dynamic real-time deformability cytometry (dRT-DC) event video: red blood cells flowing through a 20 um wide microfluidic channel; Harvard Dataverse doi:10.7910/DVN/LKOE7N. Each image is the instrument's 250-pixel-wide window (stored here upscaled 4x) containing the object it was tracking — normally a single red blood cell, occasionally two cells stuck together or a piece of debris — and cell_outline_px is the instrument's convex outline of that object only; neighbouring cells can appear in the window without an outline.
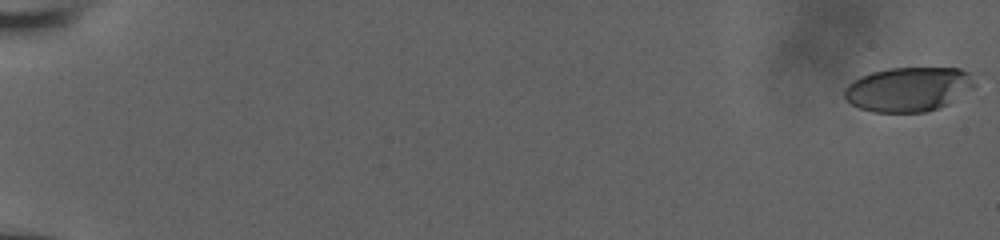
{"species": "human", "species_latin": "Homo sapiens", "temperature_condition": "room temperature", "stored_images_in_passage": 54, "camera_frame_rate_fps": 3000, "um_per_image_px": 0.085, "donor": {"sex": "male"}, "frame": {"image": 1, "passage_image": 1, "time_ms": 0.0, "image_size_px": [1000, 240], "cell_outline_px": [[972, 84], [948, 104], [924, 112], [872, 112], [860, 108], [852, 104], [844, 96], [844, 88], [848, 84], [860, 76], [872, 72], [888, 68], [960, 68], [968, 72]], "centroid_in_image_um": [77.1, 7.58], "position_along_channel_um": 7.9, "area_um2": 32.95}}
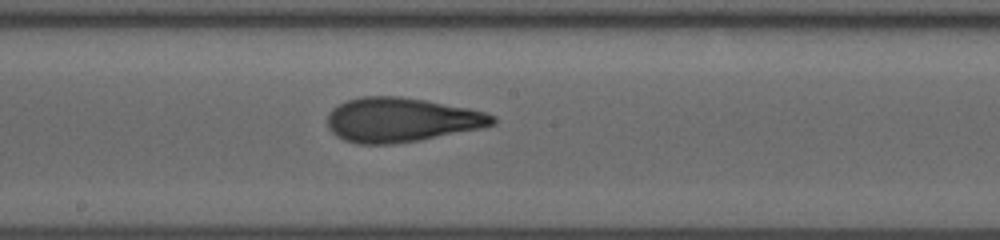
{"frame": {"image": 2, "passage_image": 32, "time_ms": 10.333, "image_size_px": [1000, 240], "cell_outline_px": [[496, 124], [484, 128], [420, 140], [392, 144], [356, 144], [344, 140], [336, 136], [328, 128], [328, 116], [332, 108], [348, 100], [364, 96], [400, 96], [424, 100], [468, 108], [484, 112], [496, 116]], "centroid_in_image_um": [34.13, 10.2], "position_along_channel_um": 214.1, "area_um2": 42.77}}
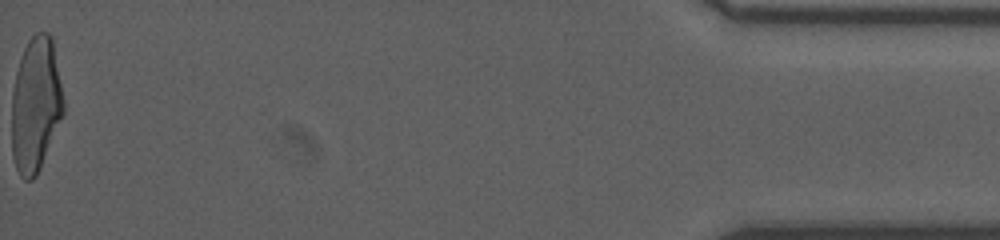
{"frame": {"image": 3, "passage_image": 54, "time_ms": 17.667, "image_size_px": [1000, 240], "cell_outline_px": [[64, 112], [40, 168], [36, 176], [32, 180], [24, 180], [20, 176], [16, 168], [12, 156], [12, 92], [16, 72], [20, 56], [28, 40], [36, 32], [48, 32], [52, 36], [64, 100]], "centroid_in_image_um": [3.03, 8.88], "position_along_channel_um": 432.2, "area_um2": 40.86}}